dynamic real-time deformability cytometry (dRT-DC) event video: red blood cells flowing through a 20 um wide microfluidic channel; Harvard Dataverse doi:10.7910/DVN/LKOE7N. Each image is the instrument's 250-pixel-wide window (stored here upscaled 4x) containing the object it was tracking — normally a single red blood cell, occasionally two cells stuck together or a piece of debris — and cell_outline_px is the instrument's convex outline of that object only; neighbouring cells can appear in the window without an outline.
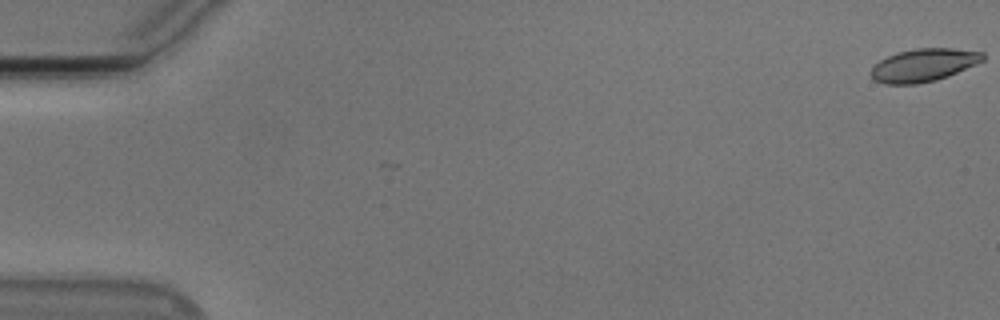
{"species": "Egyptian fruit bat (a non-hibernating species)", "species_latin": "Rousettus aegyptiacus", "temperature_condition": "cold", "stored_images_in_passage": 45, "camera_frame_rate_fps": 3000, "um_per_image_px": 0.085, "animal": {"sex": "male"}, "frame": {"image": 1, "passage_image": 1, "time_ms": 0.0, "image_size_px": [1000, 320], "cell_outline_px": [[984, 60], [976, 64], [948, 76], [936, 80], [916, 84], [884, 84], [876, 80], [868, 72], [880, 60], [896, 52], [916, 48], [952, 48], [984, 52]], "centroid_in_image_um": [78.5, 5.53], "position_along_channel_um": 6.5, "area_um2": 21.44}}
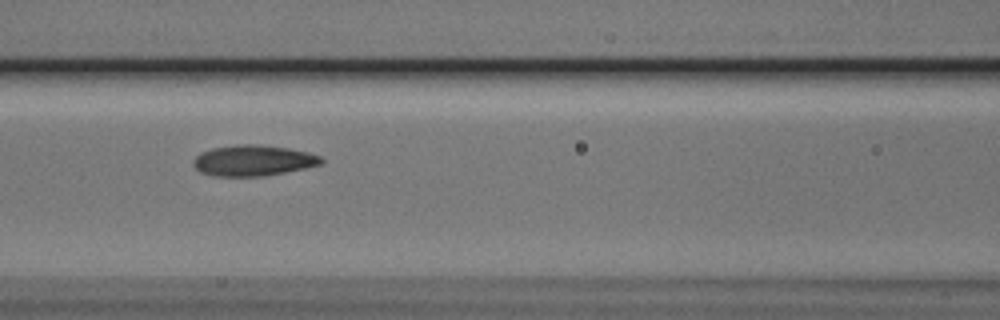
{"frame": {"image": 2, "passage_image": 25, "time_ms": 8.0, "image_size_px": [1000, 320], "cell_outline_px": [[324, 160], [320, 164], [304, 168], [284, 172], [260, 176], [212, 176], [200, 172], [192, 164], [192, 160], [200, 152], [212, 148], [236, 144], [256, 144], [288, 148], [308, 152], [320, 156]], "centroid_in_image_um": [21.47, 13.63], "position_along_channel_um": 145.1, "area_um2": 22.95}}
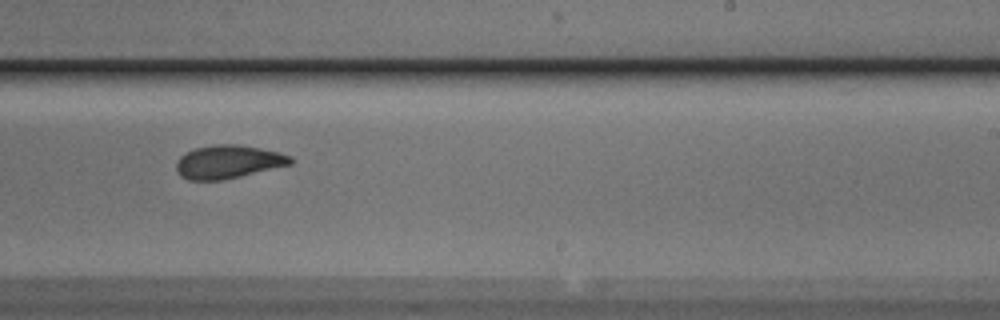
{"frame": {"image": 3, "passage_image": 35, "time_ms": 11.333, "image_size_px": [1000, 320], "cell_outline_px": [[292, 164], [220, 180], [188, 180], [180, 176], [176, 172], [176, 160], [180, 156], [196, 148], [212, 144], [236, 144], [260, 148], [280, 152], [292, 156]], "centroid_in_image_um": [19.37, 13.75], "position_along_channel_um": 269.6, "area_um2": 22.08}, "authors_computed_cell_mechanics": {"area_um2": 22.3686, "velocity_mm_per_s": 3.7423, "shape_relaxation_time_tau1_ms": 3.3599, "shape_relaxation_time_tau2_ms": 2.9372, "deformation_change_tau1": 0.1257, "deformation_change_tau2": 0.0745}}